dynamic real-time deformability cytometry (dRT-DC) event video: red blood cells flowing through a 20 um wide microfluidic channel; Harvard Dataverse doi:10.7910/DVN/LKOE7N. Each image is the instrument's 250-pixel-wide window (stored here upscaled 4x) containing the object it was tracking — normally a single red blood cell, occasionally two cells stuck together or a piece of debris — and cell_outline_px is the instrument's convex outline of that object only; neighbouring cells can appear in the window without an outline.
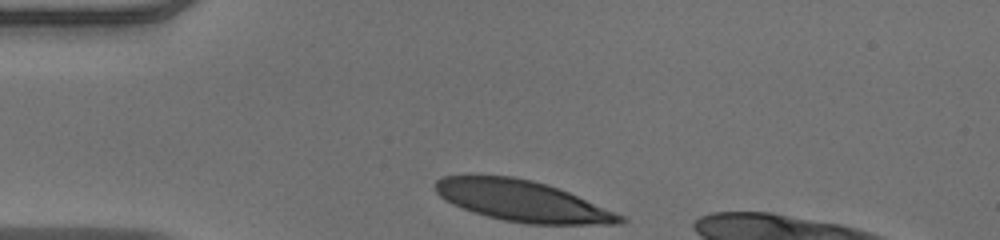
{"species": "human", "species_latin": "Homo sapiens", "temperature_condition": "warm", "stored_images_in_passage": 31, "camera_frame_rate_fps": 3000, "um_per_image_px": 0.085, "donor": {"sex": "male"}, "frame": {"image": 1, "passage_image": 1, "time_ms": 0.0, "image_size_px": [1000, 240], "cell_outline_px": [[624, 220], [612, 224], [524, 224], [504, 220], [488, 216], [464, 208], [440, 196], [436, 192], [436, 180], [444, 176], [512, 176], [532, 180], [568, 192], [624, 216]], "centroid_in_image_um": [44.39, 17.08], "position_along_channel_um": 40.6, "area_um2": 42.95}}
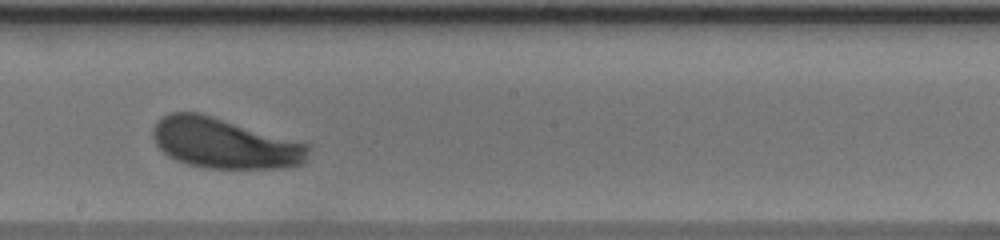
{"frame": {"image": 2, "passage_image": 18, "time_ms": 5.667, "image_size_px": [1000, 240], "cell_outline_px": [[308, 152], [304, 164], [276, 168], [208, 168], [188, 164], [176, 160], [164, 152], [156, 144], [152, 136], [152, 128], [168, 112], [200, 112], [308, 144]], "centroid_in_image_um": [19.05, 12.17], "position_along_channel_um": 229.1, "area_um2": 45.2}}
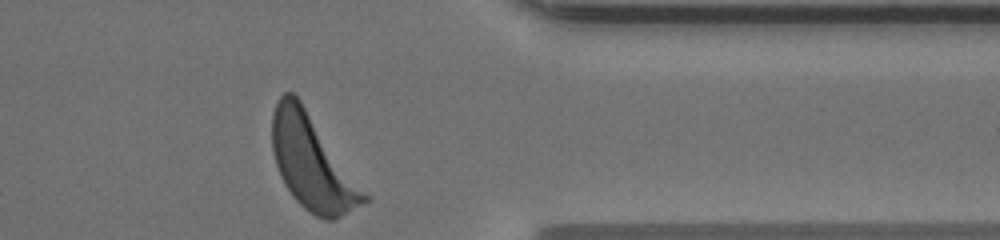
{"frame": {"image": 3, "passage_image": 31, "time_ms": 10.0, "image_size_px": [1000, 240], "cell_outline_px": [[372, 196], [368, 200], [336, 220], [324, 220], [316, 216], [304, 208], [292, 196], [280, 176], [276, 164], [272, 148], [272, 112], [280, 96], [284, 92], [292, 92], [300, 100]], "centroid_in_image_um": [26.58, 13.85], "position_along_channel_um": 384.8, "area_um2": 50.81}, "authors_computed_cell_mechanics": {"area_um2": 45.8354, "velocity_mm_per_s": 3.8819, "shape_relaxation_time_tau1_ms": 2.0779, "shape_relaxation_time_tau2_ms": null, "deformation_change_tau1": 0.1515, "deformation_change_tau2": null}}